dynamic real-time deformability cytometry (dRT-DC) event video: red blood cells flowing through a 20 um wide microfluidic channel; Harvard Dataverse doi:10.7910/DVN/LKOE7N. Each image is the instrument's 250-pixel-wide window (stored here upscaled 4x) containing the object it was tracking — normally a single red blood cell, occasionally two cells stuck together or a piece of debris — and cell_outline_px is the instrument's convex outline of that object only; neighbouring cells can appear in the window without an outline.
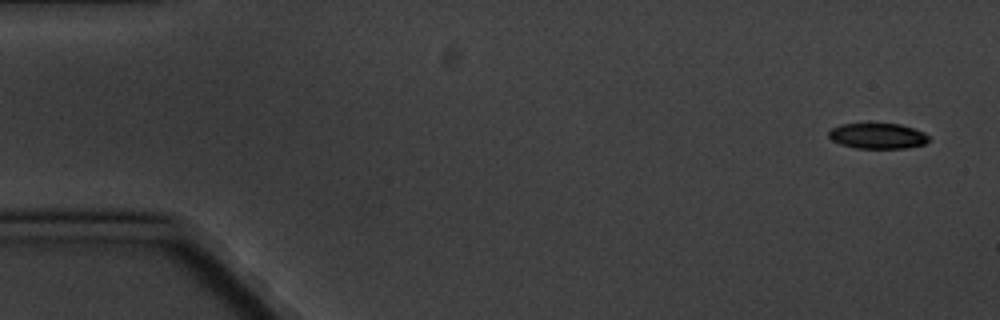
{"species": "common noctule bat (a hibernating species)", "species_latin": "Nyctalus noctula", "temperature_condition": "cold", "stored_images_in_passage": 9, "camera_frame_rate_fps": 3000, "um_per_image_px": 0.085, "animal": {"sex": "male", "body_mass_g": 20.1, "forearm_length_mm": 53.5}, "frame": {"image": 1, "passage_image": 1, "time_ms": 0.0, "image_size_px": [1000, 320], "cell_outline_px": [[928, 140], [924, 144], [904, 148], [856, 148], [840, 144], [832, 140], [828, 136], [828, 132], [832, 128], [840, 124], [900, 124], [924, 132], [928, 136]], "centroid_in_image_um": [74.57, 11.55], "position_along_channel_um": 10.4, "area_um2": 14.74}}